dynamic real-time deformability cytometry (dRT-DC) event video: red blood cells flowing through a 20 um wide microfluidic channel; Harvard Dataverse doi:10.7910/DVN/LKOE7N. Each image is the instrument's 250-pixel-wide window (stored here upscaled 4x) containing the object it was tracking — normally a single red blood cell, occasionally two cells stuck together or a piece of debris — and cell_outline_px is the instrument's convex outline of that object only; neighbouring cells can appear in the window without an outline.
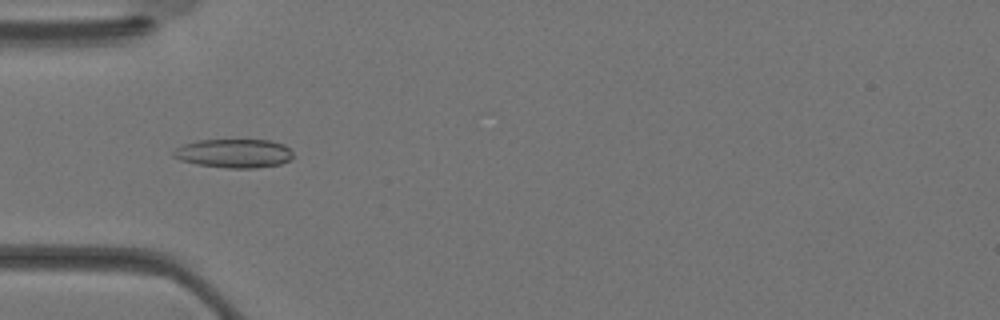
{"species": "Egyptian fruit bat (a non-hibernating species)", "species_latin": "Rousettus aegyptiacus", "temperature_condition": "warm", "stored_images_in_passage": 35, "camera_frame_rate_fps": 3000, "um_per_image_px": 0.085, "animal": {"sex": "female"}, "frame": {"image": 1, "passage_image": 11, "time_ms": 3.333, "image_size_px": [1000, 320], "cell_outline_px": [[292, 160], [280, 164], [256, 168], [228, 168], [196, 164], [180, 160], [172, 156], [172, 152], [176, 148], [184, 144], [200, 140], [272, 140], [284, 144], [292, 152]], "centroid_in_image_um": [19.9, 13.04], "position_along_channel_um": 65.1, "area_um2": 20.17}}
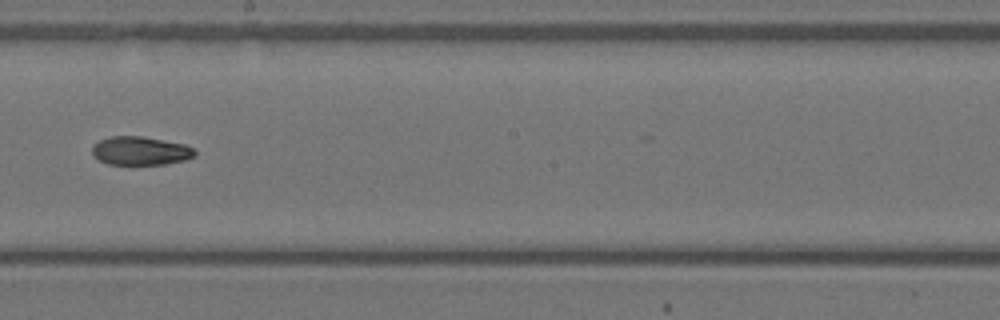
{"frame": {"image": 2, "passage_image": 20, "time_ms": 6.333, "image_size_px": [1000, 320], "cell_outline_px": [[196, 156], [184, 160], [164, 164], [108, 164], [92, 156], [92, 144], [100, 140], [112, 136], [140, 136], [184, 144], [192, 148], [196, 152]], "centroid_in_image_um": [11.91, 12.82], "position_along_channel_um": 236.3, "area_um2": 16.99}}
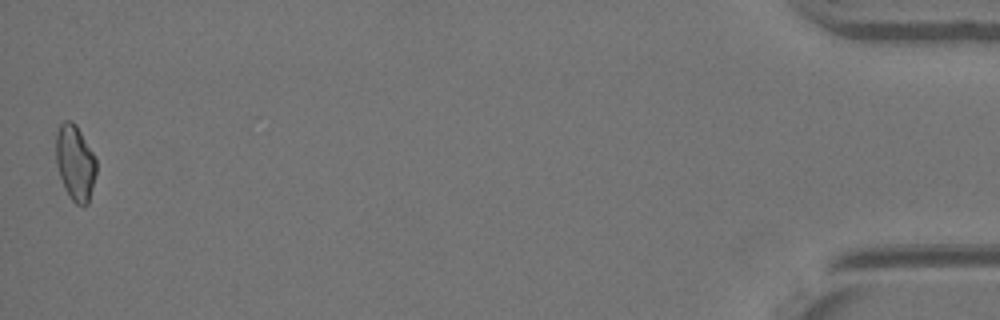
{"frame": {"image": 3, "passage_image": 35, "time_ms": 11.333, "image_size_px": [1000, 320], "cell_outline_px": [[96, 172], [88, 204], [76, 204], [68, 196], [64, 188], [56, 164], [56, 132], [60, 124], [64, 120], [72, 120], [76, 124], [96, 156]], "centroid_in_image_um": [6.38, 13.8], "position_along_channel_um": 428.8, "area_um2": 17.92}}